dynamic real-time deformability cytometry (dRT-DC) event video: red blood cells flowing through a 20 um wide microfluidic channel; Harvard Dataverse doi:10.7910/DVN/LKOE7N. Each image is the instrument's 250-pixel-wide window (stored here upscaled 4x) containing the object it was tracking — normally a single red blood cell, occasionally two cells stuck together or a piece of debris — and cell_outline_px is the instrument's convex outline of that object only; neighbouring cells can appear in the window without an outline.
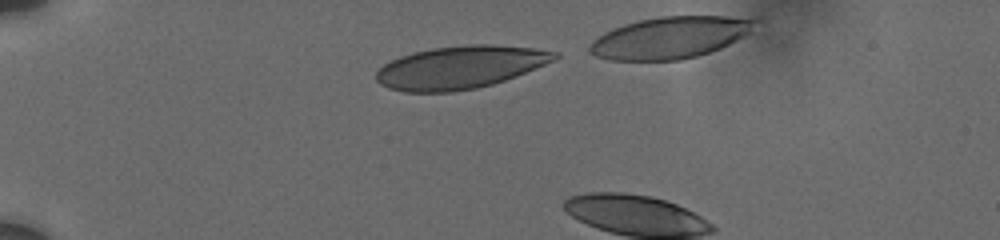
{"species": "human", "species_latin": "Homo sapiens", "temperature_condition": "cold", "stored_images_in_passage": 4, "camera_frame_rate_fps": 3000, "um_per_image_px": 0.085, "donor": {"sex": "male"}, "frame": {"image": 1, "passage_image": 2, "time_ms": 0.333, "image_size_px": [1000, 240], "cell_outline_px": [[560, 56], [556, 60], [516, 76], [492, 84], [476, 88], [452, 92], [404, 92], [388, 88], [380, 84], [376, 80], [376, 72], [384, 64], [400, 56], [412, 52], [432, 48], [472, 44], [492, 44], [532, 48], [560, 52]], "centroid_in_image_um": [39.12, 5.72], "position_along_channel_um": 45.9, "area_um2": 44.56}}